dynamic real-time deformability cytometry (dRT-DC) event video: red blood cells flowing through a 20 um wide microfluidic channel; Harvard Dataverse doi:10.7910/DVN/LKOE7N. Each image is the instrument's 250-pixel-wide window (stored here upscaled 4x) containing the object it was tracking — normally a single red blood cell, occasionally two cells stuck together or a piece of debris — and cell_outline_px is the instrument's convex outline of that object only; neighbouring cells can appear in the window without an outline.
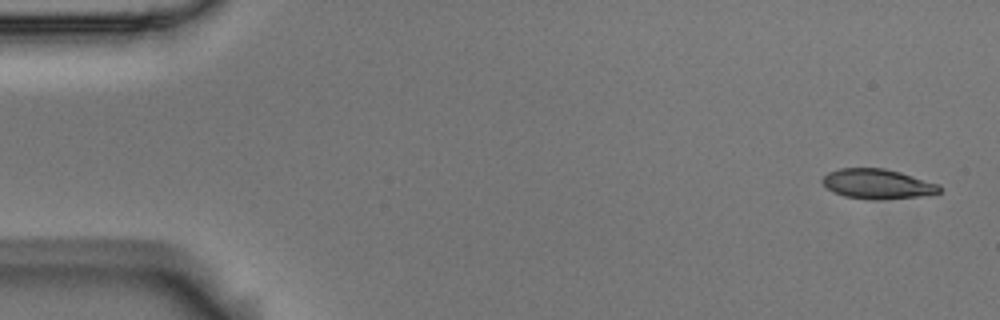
{"species": "Egyptian fruit bat (a non-hibernating species)", "species_latin": "Rousettus aegyptiacus", "temperature_condition": "room temperature", "stored_images_in_passage": 5, "camera_frame_rate_fps": 3000, "um_per_image_px": 0.085, "animal": {"sex": "male"}, "frame": {"image": 1, "passage_image": 1, "time_ms": 0.0, "image_size_px": [1000, 320], "cell_outline_px": [[944, 188], [940, 192], [920, 196], [876, 200], [868, 200], [844, 196], [832, 192], [820, 180], [828, 172], [840, 168], [884, 168], [900, 172], [940, 184]], "centroid_in_image_um": [74.59, 15.64], "position_along_channel_um": 10.4, "area_um2": 20.52}}
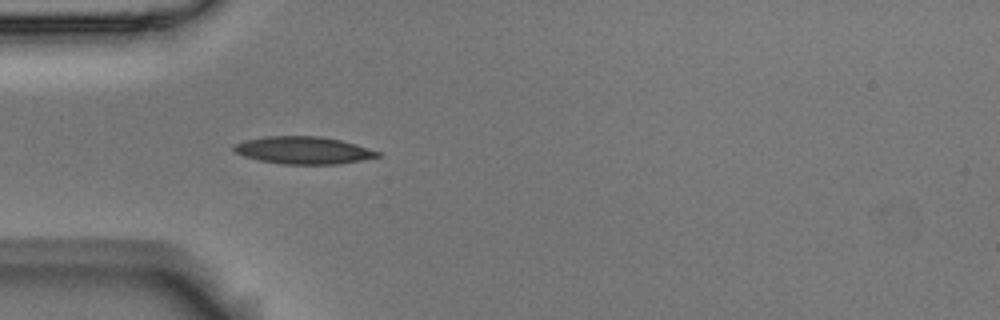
{"frame": {"image": 2, "passage_image": 5, "time_ms": 1.333, "image_size_px": [1000, 320], "cell_outline_px": [[380, 156], [340, 164], [284, 164], [260, 160], [244, 156], [232, 152], [232, 148], [236, 144], [244, 140], [264, 136], [320, 136], [340, 140], [356, 144], [380, 152]], "centroid_in_image_um": [25.75, 12.77], "position_along_channel_um": 59.2, "area_um2": 22.89}}